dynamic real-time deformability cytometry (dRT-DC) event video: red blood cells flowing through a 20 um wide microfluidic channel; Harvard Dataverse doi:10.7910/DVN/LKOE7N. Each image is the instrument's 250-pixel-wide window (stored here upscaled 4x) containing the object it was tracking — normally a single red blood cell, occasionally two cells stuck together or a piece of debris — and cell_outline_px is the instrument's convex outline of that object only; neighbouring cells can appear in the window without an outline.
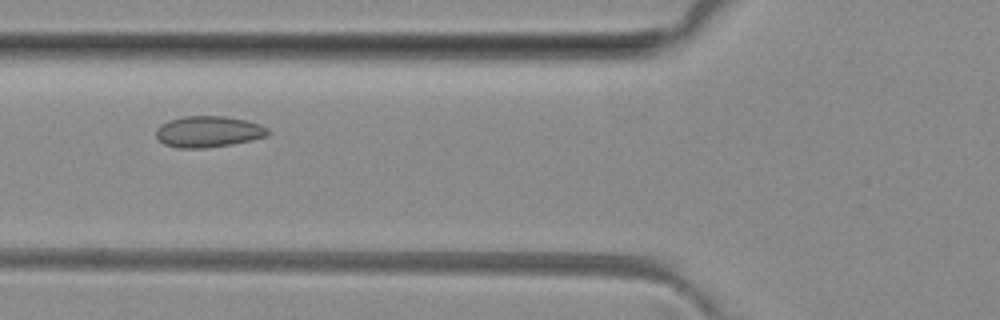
{"species": "common noctule bat (a hibernating species)", "species_latin": "Nyctalus noctula", "temperature_condition": "room temperature", "stored_images_in_passage": 5, "camera_frame_rate_fps": 3000, "um_per_image_px": 0.085, "animal": {"sex": "female", "body_mass_g": 29.2, "forearm_length_mm": 56.3}, "frame": {"image": 1, "passage_image": 5, "time_ms": 5.333, "image_size_px": [1000, 320], "cell_outline_px": [[272, 132], [268, 136], [252, 140], [232, 144], [204, 148], [176, 148], [164, 144], [156, 136], [156, 128], [160, 124], [168, 120], [184, 116], [224, 116], [248, 120], [260, 124], [268, 128]], "centroid_in_image_um": [17.73, 11.18], "position_along_channel_um": 108.1, "area_um2": 20.63}}